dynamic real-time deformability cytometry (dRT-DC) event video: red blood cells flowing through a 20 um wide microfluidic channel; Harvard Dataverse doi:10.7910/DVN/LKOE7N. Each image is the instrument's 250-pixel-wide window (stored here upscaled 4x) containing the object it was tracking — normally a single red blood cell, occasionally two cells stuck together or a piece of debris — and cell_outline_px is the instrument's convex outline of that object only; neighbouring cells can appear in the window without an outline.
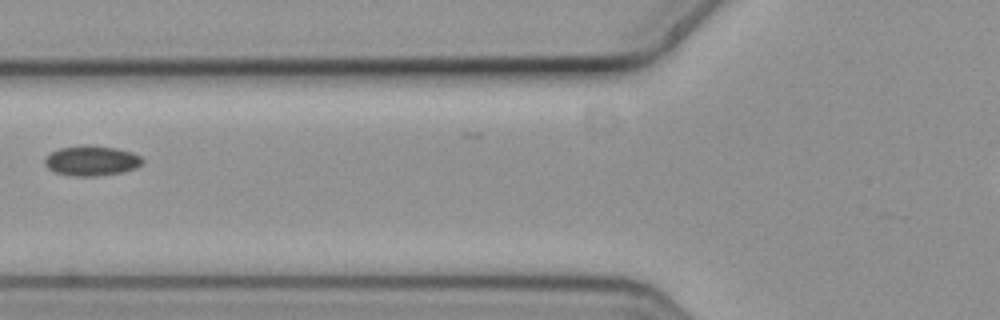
{"species": "common noctule bat (a hibernating species)", "species_latin": "Nyctalus noctula", "temperature_condition": "cold", "stored_images_in_passage": 9, "camera_frame_rate_fps": 3000, "um_per_image_px": 0.085, "animal": {"sex": "female", "body_mass_g": 19.3, "forearm_length_mm": 54.1}, "frame": {"image": 1, "passage_image": 6, "time_ms": 1.667, "image_size_px": [1000, 320], "cell_outline_px": [[144, 160], [136, 168], [120, 172], [96, 176], [72, 176], [56, 172], [48, 168], [44, 164], [44, 160], [52, 152], [60, 148], [84, 144], [88, 144], [116, 148], [132, 152], [140, 156]], "centroid_in_image_um": [7.78, 13.65], "position_along_channel_um": 118.0, "area_um2": 17.05}}
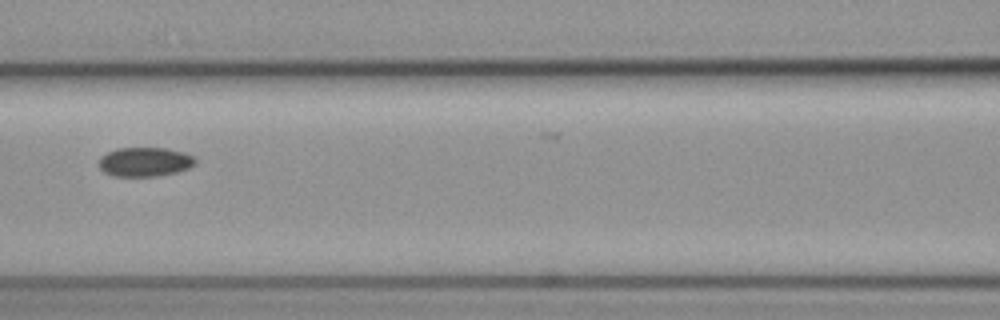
{"frame": {"image": 2, "passage_image": 7, "time_ms": 2.0, "image_size_px": [1000, 320], "cell_outline_px": [[196, 164], [188, 168], [176, 172], [160, 176], [112, 176], [104, 172], [100, 168], [100, 156], [116, 148], [168, 148], [184, 152], [196, 156]], "centroid_in_image_um": [12.35, 13.75], "position_along_channel_um": 154.3, "area_um2": 16.59}}
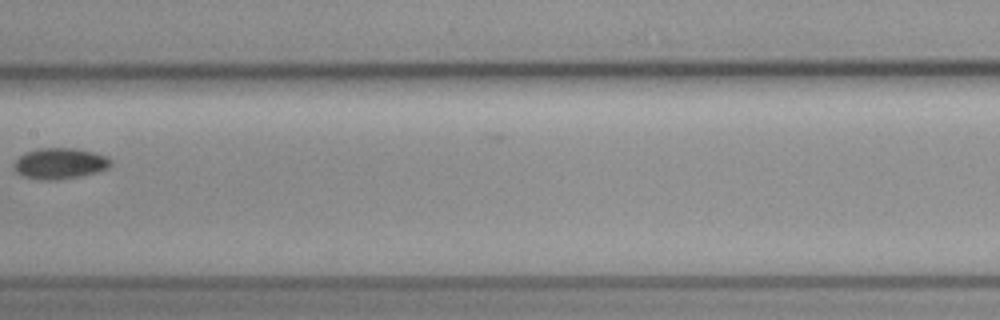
{"frame": {"image": 3, "passage_image": 8, "time_ms": 2.333, "image_size_px": [1000, 320], "cell_outline_px": [[112, 164], [108, 168], [96, 172], [80, 176], [56, 180], [40, 180], [24, 176], [16, 172], [12, 168], [12, 164], [20, 156], [36, 148], [76, 148], [96, 152], [108, 156], [112, 160]], "centroid_in_image_um": [5.11, 13.89], "position_along_channel_um": 202.3, "area_um2": 17.69}}